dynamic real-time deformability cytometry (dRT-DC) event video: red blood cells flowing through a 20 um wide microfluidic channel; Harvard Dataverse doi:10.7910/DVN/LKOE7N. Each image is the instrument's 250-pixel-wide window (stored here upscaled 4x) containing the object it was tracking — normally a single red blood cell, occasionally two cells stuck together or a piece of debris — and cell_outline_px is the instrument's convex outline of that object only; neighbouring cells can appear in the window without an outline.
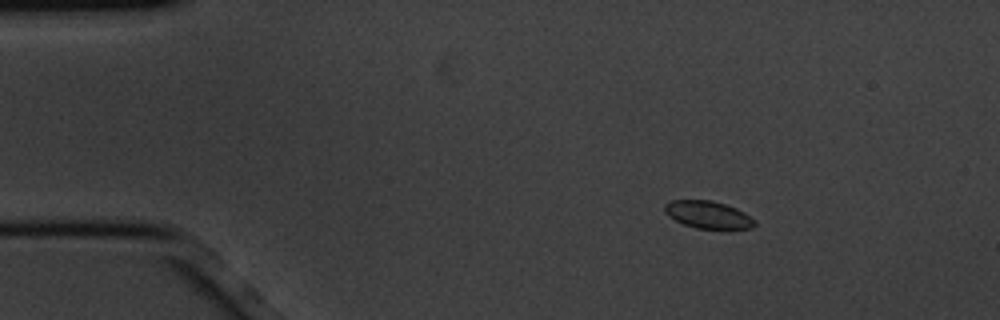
{"species": "common noctule bat (a hibernating species)", "species_latin": "Nyctalus noctula", "temperature_condition": "cold", "stored_images_in_passage": 7, "camera_frame_rate_fps": 3000, "um_per_image_px": 0.085, "animal": {"sex": "male", "body_mass_g": 20.1, "forearm_length_mm": 53.5}, "frame": {"image": 1, "passage_image": 3, "time_ms": 0.667, "image_size_px": [1000, 320], "cell_outline_px": [[756, 224], [752, 228], [728, 232], [696, 228], [684, 224], [668, 216], [664, 212], [664, 204], [672, 200], [712, 200], [736, 208], [744, 212], [756, 220]], "centroid_in_image_um": [60.25, 18.3], "position_along_channel_um": 24.7, "area_um2": 15.09}}
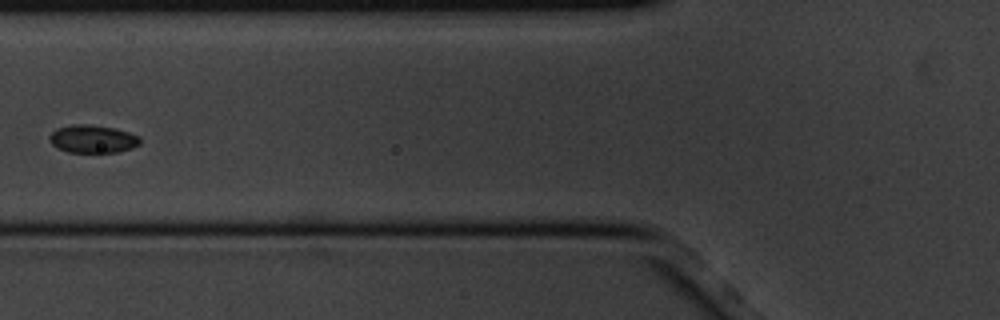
{"frame": {"image": 2, "passage_image": 7, "time_ms": 2.0, "image_size_px": [1000, 320], "cell_outline_px": [[140, 144], [132, 148], [116, 152], [68, 152], [56, 148], [48, 140], [48, 136], [56, 128], [72, 124], [88, 124], [112, 128], [128, 132], [140, 136]], "centroid_in_image_um": [7.84, 11.81], "position_along_channel_um": 118.0, "area_um2": 14.8}}